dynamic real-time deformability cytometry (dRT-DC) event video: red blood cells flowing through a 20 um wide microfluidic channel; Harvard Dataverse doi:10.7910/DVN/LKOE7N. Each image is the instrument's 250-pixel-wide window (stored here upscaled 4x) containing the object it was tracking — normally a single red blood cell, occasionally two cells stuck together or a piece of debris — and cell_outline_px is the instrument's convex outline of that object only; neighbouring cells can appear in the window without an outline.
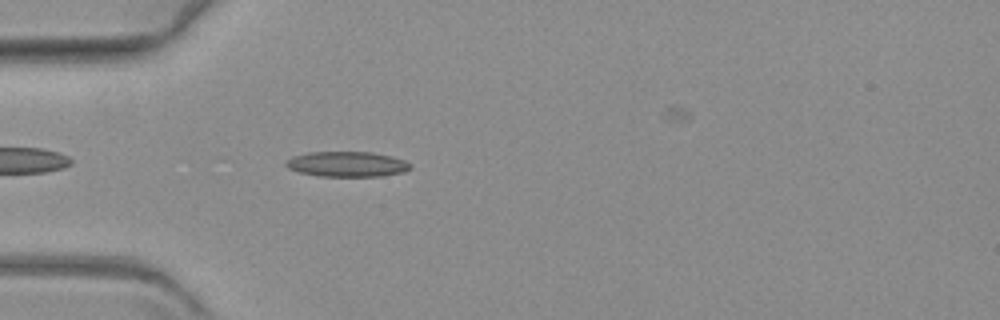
{"species": "common noctule bat (a hibernating species)", "species_latin": "Nyctalus noctula", "temperature_condition": "warm", "stored_images_in_passage": 40, "camera_frame_rate_fps": 3000, "um_per_image_px": 0.085, "animal": {"sex": "female", "body_mass_g": 19.3, "forearm_length_mm": 54.1}, "frame": {"image": 1, "passage_image": 4, "time_ms": 1.0, "image_size_px": [1000, 320], "cell_outline_px": [[412, 168], [404, 172], [380, 176], [320, 176], [300, 172], [288, 168], [284, 164], [284, 160], [292, 156], [308, 152], [372, 152], [392, 156], [404, 160], [412, 164]], "centroid_in_image_um": [29.49, 13.94], "position_along_channel_um": 55.5, "area_um2": 18.44}}
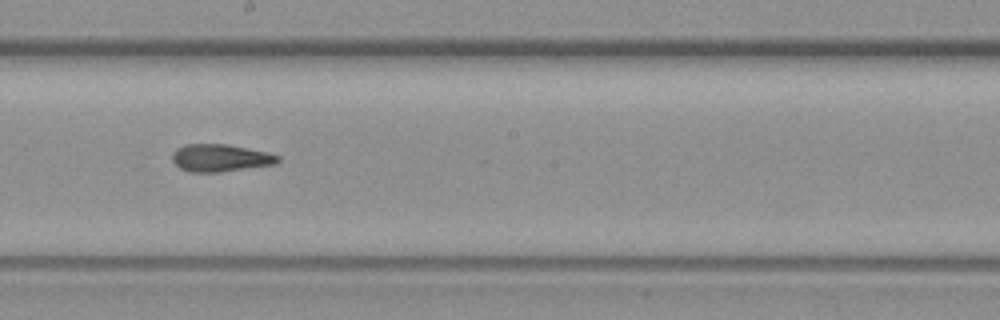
{"frame": {"image": 2, "passage_image": 20, "time_ms": 6.333, "image_size_px": [1000, 320], "cell_outline_px": [[280, 160], [276, 164], [220, 172], [188, 172], [180, 168], [172, 160], [172, 152], [176, 148], [184, 144], [228, 144], [268, 152], [280, 156]], "centroid_in_image_um": [18.72, 13.42], "position_along_channel_um": 229.5, "area_um2": 17.05}}
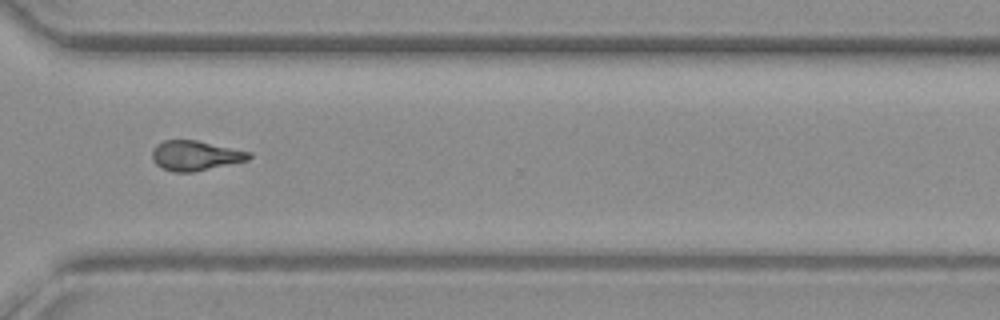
{"frame": {"image": 3, "passage_image": 31, "time_ms": 10.0, "image_size_px": [1000, 320], "cell_outline_px": [[252, 156], [248, 160], [192, 172], [172, 172], [160, 168], [152, 160], [152, 152], [156, 144], [164, 140], [196, 140], [252, 152]], "centroid_in_image_um": [16.58, 13.22], "position_along_channel_um": 354.0, "area_um2": 16.88}}